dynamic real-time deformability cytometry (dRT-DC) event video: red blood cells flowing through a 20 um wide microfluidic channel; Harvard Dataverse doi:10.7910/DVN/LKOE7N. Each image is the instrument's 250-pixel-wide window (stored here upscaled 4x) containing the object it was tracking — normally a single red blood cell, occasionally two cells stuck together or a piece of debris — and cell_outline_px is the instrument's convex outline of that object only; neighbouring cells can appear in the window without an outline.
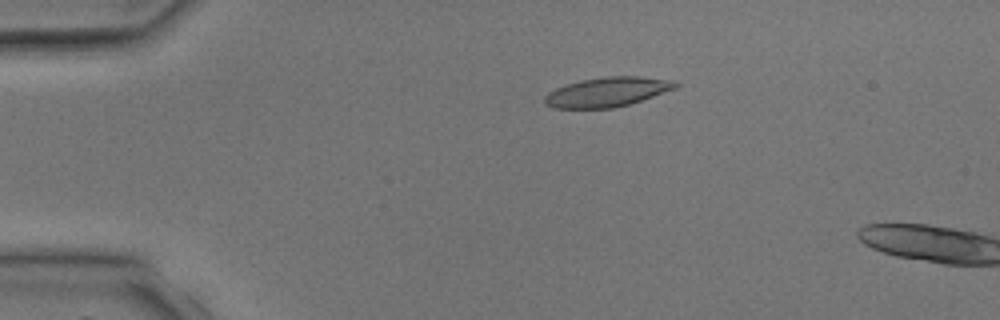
{"species": "common noctule bat (a hibernating species)", "species_latin": "Nyctalus noctula", "temperature_condition": "room temperature", "stored_images_in_passage": 3, "camera_frame_rate_fps": 3000, "um_per_image_px": 0.085, "animal": {"sex": "male", "body_mass_g": 17.9, "forearm_length_mm": 54.2}, "frame": {"image": 1, "passage_image": 2, "time_ms": 2.0, "image_size_px": [1000, 320], "cell_outline_px": [[680, 84], [676, 88], [628, 104], [612, 108], [552, 108], [544, 104], [544, 96], [548, 92], [556, 88], [580, 80], [604, 76], [640, 76], [676, 80]], "centroid_in_image_um": [51.61, 7.8], "position_along_channel_um": 33.4, "area_um2": 22.54}}